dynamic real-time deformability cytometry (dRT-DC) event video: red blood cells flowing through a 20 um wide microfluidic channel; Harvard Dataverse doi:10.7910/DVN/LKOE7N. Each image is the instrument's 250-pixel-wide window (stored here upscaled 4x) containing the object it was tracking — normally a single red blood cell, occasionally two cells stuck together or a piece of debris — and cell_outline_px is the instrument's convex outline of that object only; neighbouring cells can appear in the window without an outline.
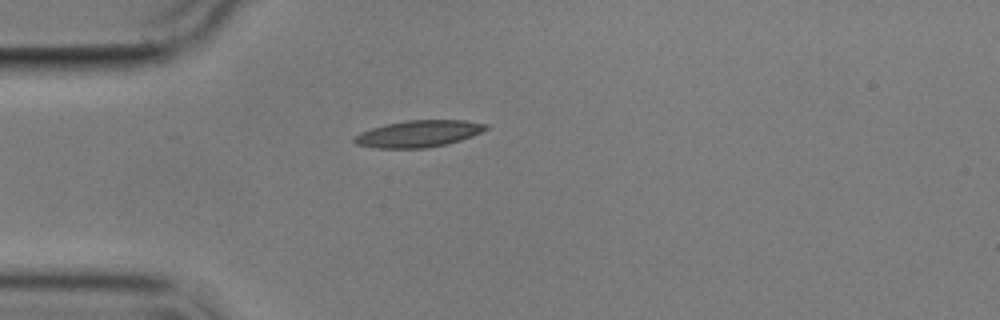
{"species": "common noctule bat (a hibernating species)", "species_latin": "Nyctalus noctula", "temperature_condition": "cold", "stored_images_in_passage": 1, "camera_frame_rate_fps": 3000, "um_per_image_px": 0.085, "animal": {"sex": "male", "body_mass_g": 17.9}, "frame": {"image": 1, "passage_image": 1, "time_ms": 0.0, "image_size_px": [1000, 320], "cell_outline_px": [[488, 128], [472, 136], [460, 140], [444, 144], [424, 148], [376, 148], [356, 144], [352, 140], [352, 136], [360, 132], [384, 124], [404, 120], [464, 120], [488, 124]], "centroid_in_image_um": [35.52, 11.36], "position_along_channel_um": 49.5, "area_um2": 20.52}}